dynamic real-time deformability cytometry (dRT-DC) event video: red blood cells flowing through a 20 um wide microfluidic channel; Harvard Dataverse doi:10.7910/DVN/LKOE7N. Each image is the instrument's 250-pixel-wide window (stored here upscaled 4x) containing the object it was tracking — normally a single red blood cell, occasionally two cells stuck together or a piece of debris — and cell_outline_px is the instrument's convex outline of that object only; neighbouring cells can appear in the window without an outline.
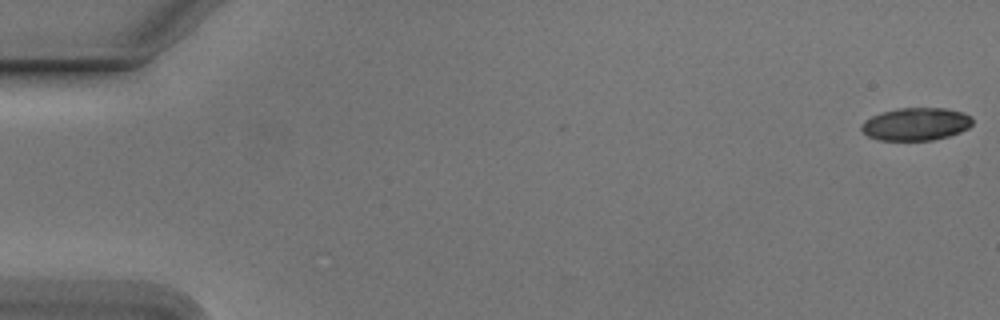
{"species": "Egyptian fruit bat (a non-hibernating species)", "species_latin": "Rousettus aegyptiacus", "temperature_condition": "cold", "stored_images_in_passage": 55, "camera_frame_rate_fps": 3000, "um_per_image_px": 0.085, "animal": {"sex": "male"}, "frame": {"image": 1, "passage_image": 1, "time_ms": 0.0, "image_size_px": [1000, 320], "cell_outline_px": [[972, 124], [968, 128], [960, 132], [948, 136], [932, 140], [880, 140], [868, 136], [860, 128], [860, 124], [864, 120], [880, 112], [896, 108], [944, 108], [964, 112], [972, 116]], "centroid_in_image_um": [77.85, 10.53], "position_along_channel_um": 7.2, "area_um2": 21.33}}
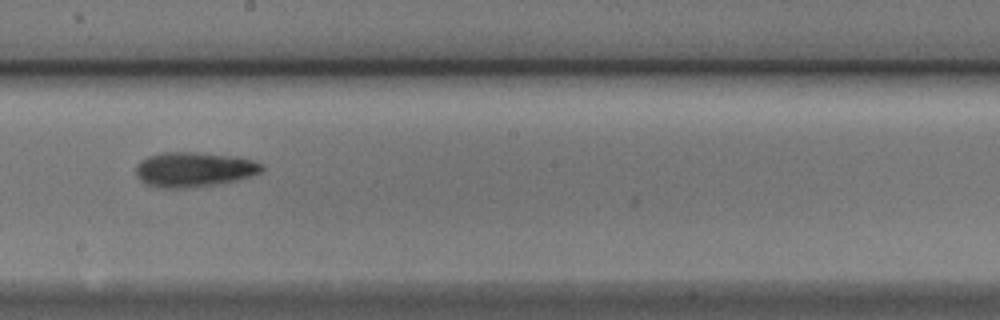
{"frame": {"image": 2, "passage_image": 31, "time_ms": 10.0, "image_size_px": [1000, 320], "cell_outline_px": [[264, 168], [260, 172], [236, 180], [220, 184], [196, 188], [160, 188], [144, 184], [136, 176], [136, 164], [140, 160], [148, 156], [164, 152], [196, 152], [228, 156], [252, 160], [264, 164]], "centroid_in_image_um": [16.43, 14.42], "position_along_channel_um": 231.8, "area_um2": 25.72}}
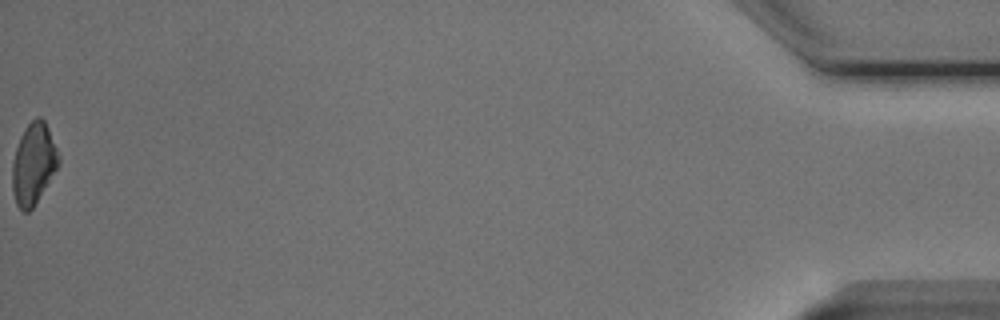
{"frame": {"image": 3, "passage_image": 55, "time_ms": 18.0, "image_size_px": [1000, 320], "cell_outline_px": [[60, 164], [32, 208], [28, 212], [24, 212], [16, 204], [12, 192], [12, 164], [16, 148], [20, 136], [24, 128], [36, 116], [40, 116], [44, 120], [48, 128], [60, 156]], "centroid_in_image_um": [2.84, 13.91], "position_along_channel_um": 432.4, "area_um2": 21.91}, "authors_computed_cell_mechanics": {"area_um2": 23.0044, "velocity_mm_per_s": 3.7728, "shape_relaxation_time_tau1_ms": 4.4061, "shape_relaxation_time_tau2_ms": null, "deformation_change_tau1": 0.1321, "deformation_change_tau2": null}}